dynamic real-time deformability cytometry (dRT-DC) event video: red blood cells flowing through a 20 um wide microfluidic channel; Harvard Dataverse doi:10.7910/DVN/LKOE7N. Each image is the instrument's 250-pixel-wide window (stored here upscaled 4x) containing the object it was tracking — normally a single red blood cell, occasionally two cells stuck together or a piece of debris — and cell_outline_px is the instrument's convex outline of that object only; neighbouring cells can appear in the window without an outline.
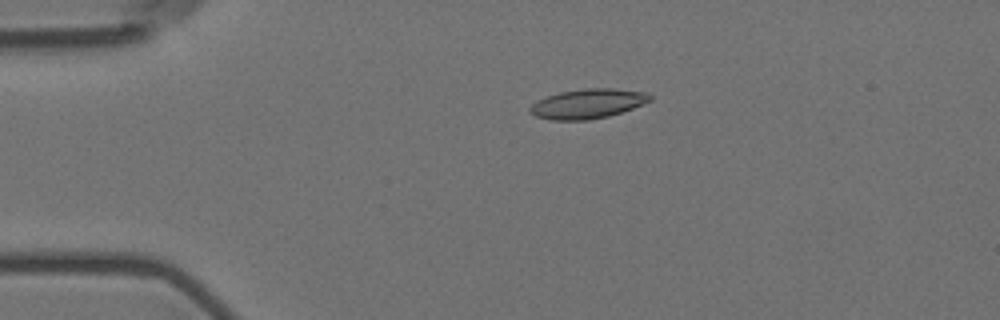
{"species": "Egyptian fruit bat (a non-hibernating species)", "species_latin": "Rousettus aegyptiacus", "temperature_condition": "room temperature", "stored_images_in_passage": 47, "camera_frame_rate_fps": 3000, "um_per_image_px": 0.085, "animal": {"sex": "female"}, "frame": {"image": 1, "passage_image": 3, "time_ms": 0.667, "image_size_px": [1000, 320], "cell_outline_px": [[652, 100], [632, 108], [608, 116], [588, 120], [552, 120], [536, 116], [528, 112], [528, 108], [532, 104], [548, 96], [560, 92], [584, 88], [612, 88], [648, 92], [652, 96]], "centroid_in_image_um": [49.97, 8.81], "position_along_channel_um": 35.0, "area_um2": 20.63}}
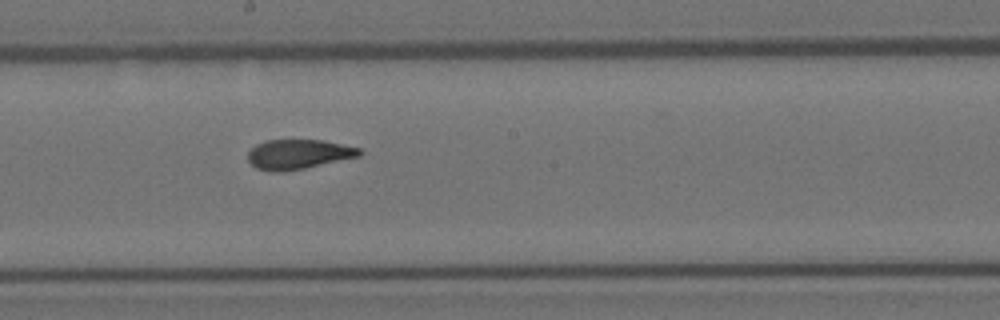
{"frame": {"image": 2, "passage_image": 22, "time_ms": 7.0, "image_size_px": [1000, 320], "cell_outline_px": [[364, 152], [360, 156], [304, 168], [284, 172], [272, 172], [256, 168], [248, 160], [248, 152], [256, 144], [264, 140], [324, 140], [360, 148]], "centroid_in_image_um": [25.36, 13.11], "position_along_channel_um": 222.8, "area_um2": 19.36}}
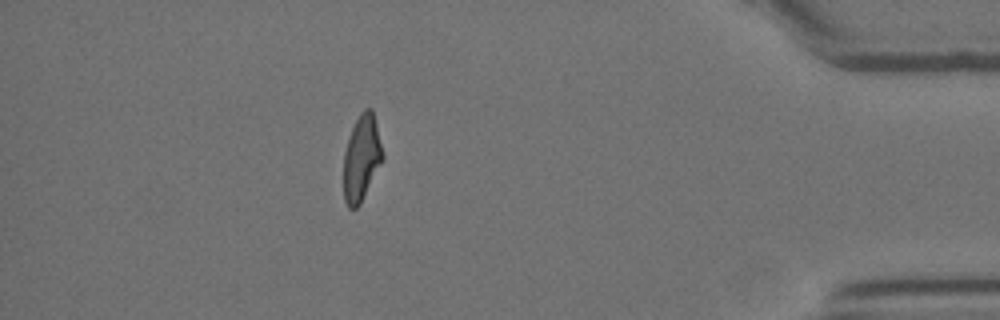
{"frame": {"image": 3, "passage_image": 41, "time_ms": 13.333, "image_size_px": [1000, 320], "cell_outline_px": [[384, 160], [360, 204], [356, 208], [348, 208], [344, 200], [344, 152], [348, 136], [360, 112], [364, 108], [372, 108], [384, 156]], "centroid_in_image_um": [30.74, 13.44], "position_along_channel_um": 404.5, "area_um2": 19.65}, "authors_computed_cell_mechanics": {"area_um2": 20.0566, "velocity_mm_per_s": 3.5952, "shape_relaxation_time_tau1_ms": 7.9901, "shape_relaxation_time_tau2_ms": 2.4137, "deformation_change_tau1": 0.209, "deformation_change_tau2": 0.0877}}